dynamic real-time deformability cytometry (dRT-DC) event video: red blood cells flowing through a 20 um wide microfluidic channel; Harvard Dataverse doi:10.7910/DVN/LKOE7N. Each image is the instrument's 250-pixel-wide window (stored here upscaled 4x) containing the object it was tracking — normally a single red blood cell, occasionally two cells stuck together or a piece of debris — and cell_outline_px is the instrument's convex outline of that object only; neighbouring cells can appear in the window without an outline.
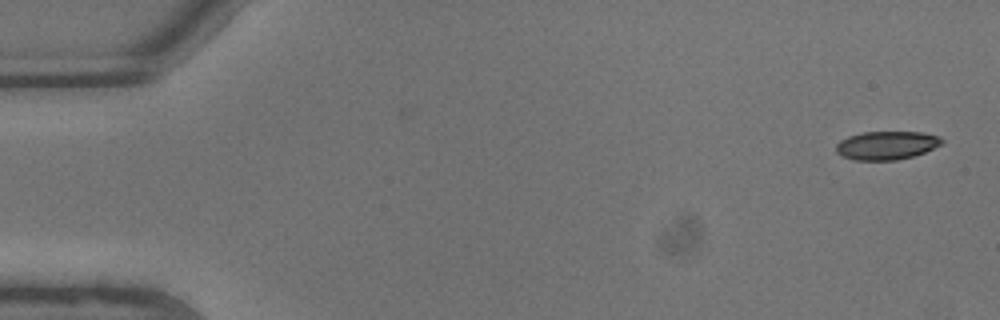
{"species": "common noctule bat (a hibernating species)", "species_latin": "Nyctalus noctula", "temperature_condition": "warm", "stored_images_in_passage": 9, "camera_frame_rate_fps": 3000, "um_per_image_px": 0.085, "animal": {"sex": "male", "body_mass_g": 13.3}, "frame": {"image": 1, "passage_image": 1, "time_ms": 0.0, "image_size_px": [1000, 320], "cell_outline_px": [[944, 140], [940, 144], [924, 152], [912, 156], [896, 160], [856, 160], [844, 156], [836, 152], [836, 144], [840, 140], [848, 136], [864, 132], [920, 132], [940, 136]], "centroid_in_image_um": [75.34, 12.35], "position_along_channel_um": 9.7, "area_um2": 17.34}}
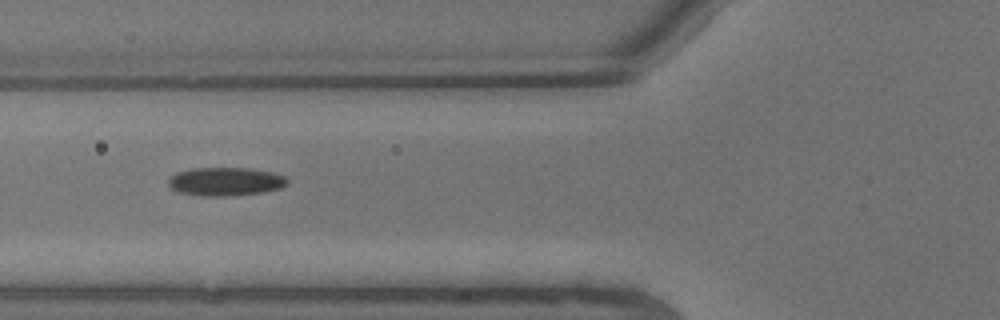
{"frame": {"image": 2, "passage_image": 8, "time_ms": 2.333, "image_size_px": [1000, 320], "cell_outline_px": [[288, 184], [280, 188], [264, 192], [228, 196], [200, 196], [176, 192], [168, 184], [168, 180], [176, 172], [192, 168], [252, 168], [272, 172], [284, 176], [288, 180]], "centroid_in_image_um": [19.16, 15.43], "position_along_channel_um": 106.6, "area_um2": 19.88}}
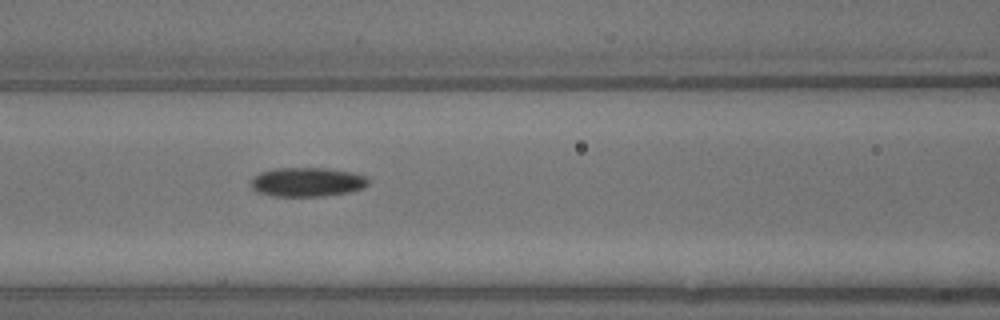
{"frame": {"image": 3, "passage_image": 9, "time_ms": 2.667, "image_size_px": [1000, 320], "cell_outline_px": [[368, 184], [364, 188], [348, 192], [324, 196], [272, 196], [256, 192], [252, 188], [252, 180], [260, 172], [276, 168], [328, 168], [352, 172], [368, 176]], "centroid_in_image_um": [26.14, 15.47], "position_along_channel_um": 140.5, "area_um2": 20.0}}